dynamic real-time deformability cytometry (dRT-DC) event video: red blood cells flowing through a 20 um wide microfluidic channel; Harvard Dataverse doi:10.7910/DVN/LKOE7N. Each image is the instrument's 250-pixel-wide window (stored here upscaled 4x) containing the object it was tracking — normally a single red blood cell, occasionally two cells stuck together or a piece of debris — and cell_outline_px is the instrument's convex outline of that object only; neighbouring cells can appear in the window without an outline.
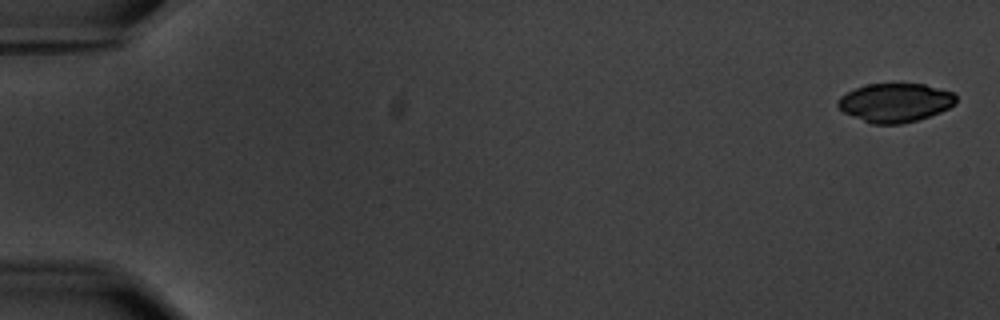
{"species": "common noctule bat (a hibernating species)", "species_latin": "Nyctalus noctula", "temperature_condition": "warm", "stored_images_in_passage": 6, "camera_frame_rate_fps": 3000, "um_per_image_px": 0.085, "animal": {"sex": "male", "body_mass_g": 20.1, "forearm_length_mm": 53.5}, "frame": {"image": 1, "passage_image": 1, "time_ms": 0.0, "image_size_px": [1000, 320], "cell_outline_px": [[956, 104], [940, 112], [916, 120], [900, 124], [872, 124], [844, 112], [836, 104], [836, 100], [840, 96], [856, 88], [868, 84], [924, 84], [952, 92], [956, 96]], "centroid_in_image_um": [76.09, 8.72], "position_along_channel_um": 8.9, "area_um2": 26.47}}